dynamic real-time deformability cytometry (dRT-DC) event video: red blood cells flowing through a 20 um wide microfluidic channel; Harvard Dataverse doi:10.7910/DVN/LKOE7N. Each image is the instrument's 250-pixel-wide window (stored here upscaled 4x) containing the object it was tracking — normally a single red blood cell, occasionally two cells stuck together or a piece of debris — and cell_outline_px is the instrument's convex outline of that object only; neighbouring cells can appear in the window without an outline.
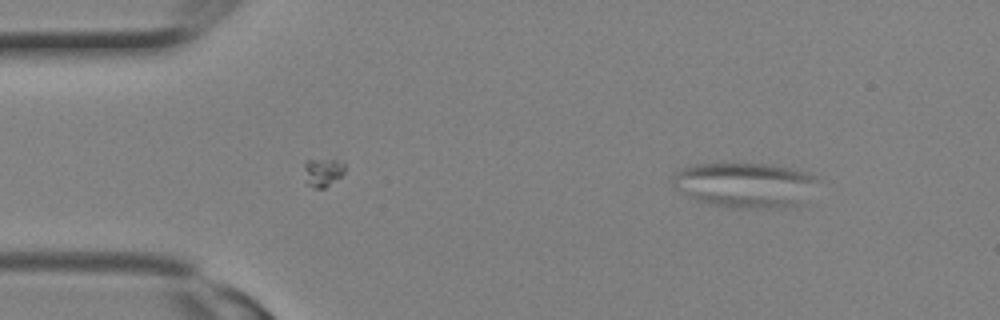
{"species": "Egyptian fruit bat (a non-hibernating species)", "species_latin": "Rousettus aegyptiacus", "temperature_condition": "room temperature", "stored_images_in_passage": 9, "camera_frame_rate_fps": 3000, "um_per_image_px": 0.085, "animal": {"sex": "female"}, "frame": {"image": 1, "passage_image": 9, "time_ms": 2.667, "image_size_px": [1000, 320], "cell_outline_px": [[820, 180], [796, 204], [780, 208], [732, 208], [712, 204], [696, 200], [688, 196], [676, 188], [672, 184], [672, 180], [676, 172], [680, 168], [688, 164], [772, 164], [792, 168], [816, 176]], "centroid_in_image_um": [63.26, 15.7], "position_along_channel_um": 21.7, "area_um2": 37.74}}